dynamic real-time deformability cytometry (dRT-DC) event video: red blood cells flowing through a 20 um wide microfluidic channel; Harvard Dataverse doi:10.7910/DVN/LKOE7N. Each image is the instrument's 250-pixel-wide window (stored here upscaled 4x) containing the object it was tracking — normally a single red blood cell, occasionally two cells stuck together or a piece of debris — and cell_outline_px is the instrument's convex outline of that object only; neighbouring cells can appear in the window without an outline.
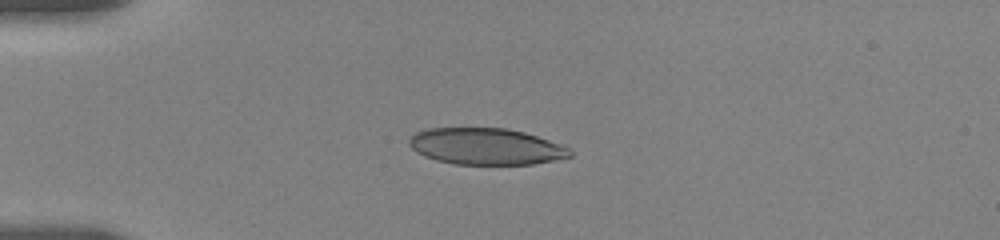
{"species": "human", "species_latin": "Homo sapiens", "temperature_condition": "room temperature", "stored_images_in_passage": 28, "camera_frame_rate_fps": 3000, "um_per_image_px": 0.085, "donor": {"sex": "female"}, "frame": {"image": 1, "passage_image": 7, "time_ms": 3.333, "image_size_px": [1000, 240], "cell_outline_px": [[572, 156], [532, 164], [456, 164], [436, 160], [424, 156], [416, 152], [408, 144], [408, 140], [416, 132], [428, 128], [504, 128], [524, 132], [560, 144], [568, 148], [572, 152]], "centroid_in_image_um": [41.27, 12.44], "position_along_channel_um": 43.7, "area_um2": 33.99}}
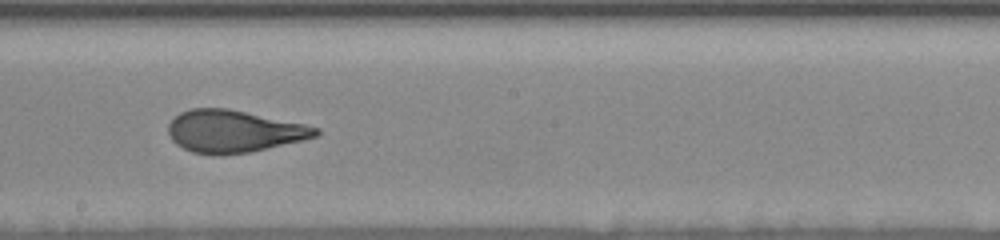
{"frame": {"image": 2, "passage_image": 18, "time_ms": 9.333, "image_size_px": [1000, 240], "cell_outline_px": [[320, 132], [316, 136], [304, 140], [248, 152], [216, 156], [192, 152], [176, 144], [172, 140], [168, 132], [168, 124], [180, 112], [192, 108], [228, 108], [304, 124], [320, 128]], "centroid_in_image_um": [19.85, 11.16], "position_along_channel_um": 228.3, "area_um2": 36.24}}
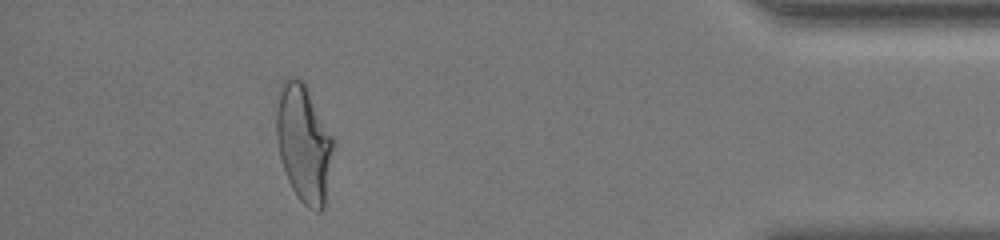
{"frame": {"image": 3, "passage_image": 28, "time_ms": 15.667, "image_size_px": [1000, 240], "cell_outline_px": [[336, 144], [324, 208], [320, 212], [316, 212], [308, 208], [300, 200], [292, 188], [288, 180], [280, 156], [276, 136], [276, 112], [280, 92], [284, 80], [288, 76], [300, 80], [304, 84], [336, 140]], "centroid_in_image_um": [25.87, 12.25], "position_along_channel_um": 409.3, "area_um2": 39.13}, "authors_computed_cell_mechanics": {"area_um2": 36.4718, "velocity_mm_per_s": 3.5593, "shape_relaxation_time_tau1_ms": 4.7969, "shape_relaxation_time_tau2_ms": 0.8959, "deformation_change_tau1": 0.1798, "deformation_change_tau2": 0.071}}